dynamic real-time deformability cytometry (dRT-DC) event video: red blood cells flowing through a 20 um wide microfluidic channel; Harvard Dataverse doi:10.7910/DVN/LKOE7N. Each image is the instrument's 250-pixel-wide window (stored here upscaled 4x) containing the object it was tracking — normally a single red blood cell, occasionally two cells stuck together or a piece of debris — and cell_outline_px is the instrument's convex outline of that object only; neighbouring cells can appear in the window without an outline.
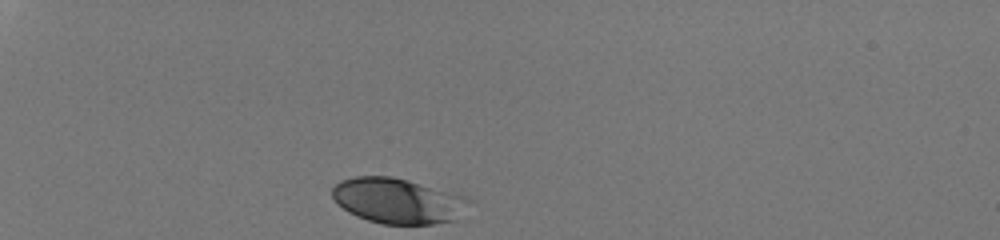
{"species": "human", "species_latin": "Homo sapiens", "temperature_condition": "room temperature", "stored_images_in_passage": 30, "camera_frame_rate_fps": 3000, "um_per_image_px": 0.085, "donor": {"sex": "male"}, "frame": {"image": 1, "passage_image": 1, "time_ms": 0.0, "image_size_px": [1000, 240], "cell_outline_px": [[472, 200], [460, 220], [432, 224], [380, 224], [356, 216], [348, 212], [336, 204], [332, 196], [332, 188], [340, 180], [356, 176], [392, 176], [408, 180], [452, 192], [464, 196]], "centroid_in_image_um": [33.84, 17.08], "position_along_channel_um": 51.2, "area_um2": 36.65}}
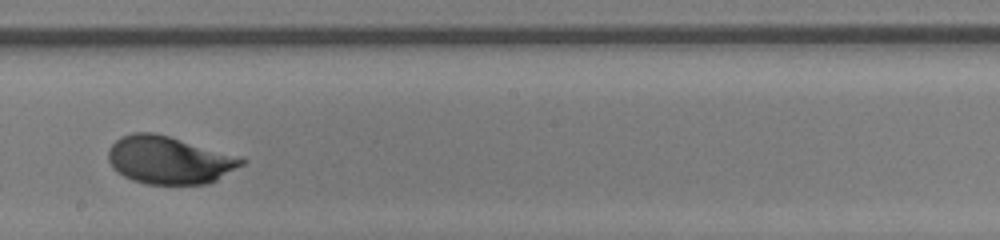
{"frame": {"image": 2, "passage_image": 18, "time_ms": 5.667, "image_size_px": [1000, 240], "cell_outline_px": [[248, 160], [244, 164], [216, 180], [208, 184], [148, 184], [132, 180], [124, 176], [112, 168], [108, 160], [108, 148], [120, 136], [132, 132], [152, 132], [168, 136]], "centroid_in_image_um": [14.31, 13.61], "position_along_channel_um": 233.9, "area_um2": 36.7}}
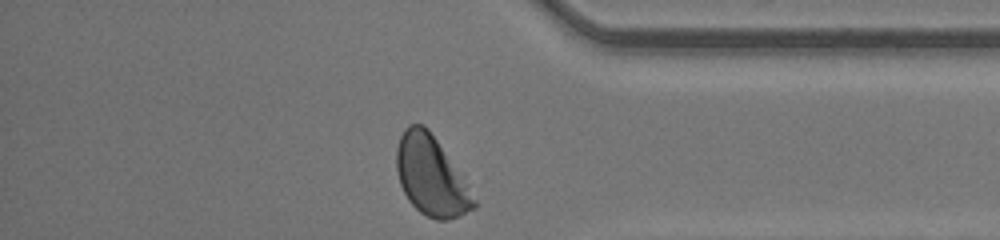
{"frame": {"image": 3, "passage_image": 30, "time_ms": 9.667, "image_size_px": [1000, 240], "cell_outline_px": [[476, 208], [460, 216], [448, 220], [436, 220], [420, 212], [408, 200], [400, 184], [396, 168], [396, 148], [400, 136], [404, 128], [408, 124], [424, 124], [428, 128], [468, 184], [476, 200]], "centroid_in_image_um": [36.64, 14.96], "position_along_channel_um": 398.6, "area_um2": 35.78}, "authors_computed_cell_mechanics": {"area_um2": 35.9805, "velocity_mm_per_s": 4.2276, "shape_relaxation_time_tau1_ms": 2.6803, "shape_relaxation_time_tau2_ms": null, "deformation_change_tau1": 0.1332, "deformation_change_tau2": null}}